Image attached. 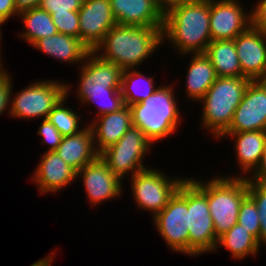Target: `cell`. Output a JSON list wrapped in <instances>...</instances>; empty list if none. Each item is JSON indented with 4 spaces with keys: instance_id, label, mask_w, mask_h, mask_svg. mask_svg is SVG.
Wrapping results in <instances>:
<instances>
[{
    "instance_id": "cell-1",
    "label": "cell",
    "mask_w": 266,
    "mask_h": 266,
    "mask_svg": "<svg viewBox=\"0 0 266 266\" xmlns=\"http://www.w3.org/2000/svg\"><path fill=\"white\" fill-rule=\"evenodd\" d=\"M162 43V27L116 24L93 52L124 71L139 67Z\"/></svg>"
},
{
    "instance_id": "cell-2",
    "label": "cell",
    "mask_w": 266,
    "mask_h": 266,
    "mask_svg": "<svg viewBox=\"0 0 266 266\" xmlns=\"http://www.w3.org/2000/svg\"><path fill=\"white\" fill-rule=\"evenodd\" d=\"M162 39L176 48L179 55L205 53L212 41L210 0L179 5L164 13ZM191 53V54H190Z\"/></svg>"
},
{
    "instance_id": "cell-3",
    "label": "cell",
    "mask_w": 266,
    "mask_h": 266,
    "mask_svg": "<svg viewBox=\"0 0 266 266\" xmlns=\"http://www.w3.org/2000/svg\"><path fill=\"white\" fill-rule=\"evenodd\" d=\"M79 68L78 102L97 105L99 112L94 118L118 111L124 106L120 90L123 70L120 67L91 51Z\"/></svg>"
},
{
    "instance_id": "cell-4",
    "label": "cell",
    "mask_w": 266,
    "mask_h": 266,
    "mask_svg": "<svg viewBox=\"0 0 266 266\" xmlns=\"http://www.w3.org/2000/svg\"><path fill=\"white\" fill-rule=\"evenodd\" d=\"M173 87L159 85L146 100L129 106L133 126L140 128L153 144L168 138L181 122Z\"/></svg>"
},
{
    "instance_id": "cell-5",
    "label": "cell",
    "mask_w": 266,
    "mask_h": 266,
    "mask_svg": "<svg viewBox=\"0 0 266 266\" xmlns=\"http://www.w3.org/2000/svg\"><path fill=\"white\" fill-rule=\"evenodd\" d=\"M251 79L247 77H217L198 101L203 104L201 124L215 139L229 128L237 106L241 103Z\"/></svg>"
},
{
    "instance_id": "cell-6",
    "label": "cell",
    "mask_w": 266,
    "mask_h": 266,
    "mask_svg": "<svg viewBox=\"0 0 266 266\" xmlns=\"http://www.w3.org/2000/svg\"><path fill=\"white\" fill-rule=\"evenodd\" d=\"M247 196V178L214 176L207 182L208 207L217 238L237 224L241 203Z\"/></svg>"
},
{
    "instance_id": "cell-7",
    "label": "cell",
    "mask_w": 266,
    "mask_h": 266,
    "mask_svg": "<svg viewBox=\"0 0 266 266\" xmlns=\"http://www.w3.org/2000/svg\"><path fill=\"white\" fill-rule=\"evenodd\" d=\"M189 256L216 250L218 238L209 212L207 181L188 178Z\"/></svg>"
},
{
    "instance_id": "cell-8",
    "label": "cell",
    "mask_w": 266,
    "mask_h": 266,
    "mask_svg": "<svg viewBox=\"0 0 266 266\" xmlns=\"http://www.w3.org/2000/svg\"><path fill=\"white\" fill-rule=\"evenodd\" d=\"M186 178L167 177L160 169L148 167L129 178L137 208L152 212L155 217L168 204Z\"/></svg>"
},
{
    "instance_id": "cell-9",
    "label": "cell",
    "mask_w": 266,
    "mask_h": 266,
    "mask_svg": "<svg viewBox=\"0 0 266 266\" xmlns=\"http://www.w3.org/2000/svg\"><path fill=\"white\" fill-rule=\"evenodd\" d=\"M66 96V82L39 80L15 95L11 93L10 112L13 118L46 119L50 111Z\"/></svg>"
},
{
    "instance_id": "cell-10",
    "label": "cell",
    "mask_w": 266,
    "mask_h": 266,
    "mask_svg": "<svg viewBox=\"0 0 266 266\" xmlns=\"http://www.w3.org/2000/svg\"><path fill=\"white\" fill-rule=\"evenodd\" d=\"M153 222L172 251L189 255L188 177Z\"/></svg>"
},
{
    "instance_id": "cell-11",
    "label": "cell",
    "mask_w": 266,
    "mask_h": 266,
    "mask_svg": "<svg viewBox=\"0 0 266 266\" xmlns=\"http://www.w3.org/2000/svg\"><path fill=\"white\" fill-rule=\"evenodd\" d=\"M153 143L140 128L132 126L117 143L102 151L99 156L110 170L121 180L126 174L132 177L135 173L148 167L144 157L149 153Z\"/></svg>"
},
{
    "instance_id": "cell-12",
    "label": "cell",
    "mask_w": 266,
    "mask_h": 266,
    "mask_svg": "<svg viewBox=\"0 0 266 266\" xmlns=\"http://www.w3.org/2000/svg\"><path fill=\"white\" fill-rule=\"evenodd\" d=\"M266 131V80H251L224 133Z\"/></svg>"
},
{
    "instance_id": "cell-13",
    "label": "cell",
    "mask_w": 266,
    "mask_h": 266,
    "mask_svg": "<svg viewBox=\"0 0 266 266\" xmlns=\"http://www.w3.org/2000/svg\"><path fill=\"white\" fill-rule=\"evenodd\" d=\"M244 9L237 0H210L212 41L234 40L245 32L252 25V16Z\"/></svg>"
},
{
    "instance_id": "cell-14",
    "label": "cell",
    "mask_w": 266,
    "mask_h": 266,
    "mask_svg": "<svg viewBox=\"0 0 266 266\" xmlns=\"http://www.w3.org/2000/svg\"><path fill=\"white\" fill-rule=\"evenodd\" d=\"M78 13L79 39L94 51L106 33L117 24L110 0H84Z\"/></svg>"
},
{
    "instance_id": "cell-15",
    "label": "cell",
    "mask_w": 266,
    "mask_h": 266,
    "mask_svg": "<svg viewBox=\"0 0 266 266\" xmlns=\"http://www.w3.org/2000/svg\"><path fill=\"white\" fill-rule=\"evenodd\" d=\"M76 177L77 180L78 177L82 178L86 196L92 206L122 195V180L110 170L100 156L80 169Z\"/></svg>"
},
{
    "instance_id": "cell-16",
    "label": "cell",
    "mask_w": 266,
    "mask_h": 266,
    "mask_svg": "<svg viewBox=\"0 0 266 266\" xmlns=\"http://www.w3.org/2000/svg\"><path fill=\"white\" fill-rule=\"evenodd\" d=\"M242 77L266 80V33L252 25L235 39Z\"/></svg>"
},
{
    "instance_id": "cell-17",
    "label": "cell",
    "mask_w": 266,
    "mask_h": 266,
    "mask_svg": "<svg viewBox=\"0 0 266 266\" xmlns=\"http://www.w3.org/2000/svg\"><path fill=\"white\" fill-rule=\"evenodd\" d=\"M110 5L119 25L163 27L164 13L158 0H110Z\"/></svg>"
},
{
    "instance_id": "cell-18",
    "label": "cell",
    "mask_w": 266,
    "mask_h": 266,
    "mask_svg": "<svg viewBox=\"0 0 266 266\" xmlns=\"http://www.w3.org/2000/svg\"><path fill=\"white\" fill-rule=\"evenodd\" d=\"M40 158L42 159L31 178L40 194L56 193L77 180V172L56 151H46Z\"/></svg>"
},
{
    "instance_id": "cell-19",
    "label": "cell",
    "mask_w": 266,
    "mask_h": 266,
    "mask_svg": "<svg viewBox=\"0 0 266 266\" xmlns=\"http://www.w3.org/2000/svg\"><path fill=\"white\" fill-rule=\"evenodd\" d=\"M88 124L94 136V144L100 154L106 148L117 143L119 139L133 126L132 112L129 106L95 118Z\"/></svg>"
},
{
    "instance_id": "cell-20",
    "label": "cell",
    "mask_w": 266,
    "mask_h": 266,
    "mask_svg": "<svg viewBox=\"0 0 266 266\" xmlns=\"http://www.w3.org/2000/svg\"><path fill=\"white\" fill-rule=\"evenodd\" d=\"M81 132L64 136L55 150L57 154L76 172L99 157L94 144L91 127L85 125Z\"/></svg>"
},
{
    "instance_id": "cell-21",
    "label": "cell",
    "mask_w": 266,
    "mask_h": 266,
    "mask_svg": "<svg viewBox=\"0 0 266 266\" xmlns=\"http://www.w3.org/2000/svg\"><path fill=\"white\" fill-rule=\"evenodd\" d=\"M229 136L235 141L236 159L242 171V176L239 174L233 177L248 178L260 163L266 145V131L223 133L219 138ZM244 173L247 176L243 175Z\"/></svg>"
},
{
    "instance_id": "cell-22",
    "label": "cell",
    "mask_w": 266,
    "mask_h": 266,
    "mask_svg": "<svg viewBox=\"0 0 266 266\" xmlns=\"http://www.w3.org/2000/svg\"><path fill=\"white\" fill-rule=\"evenodd\" d=\"M33 47L62 63L72 64H82L91 52L80 39L62 33L41 38Z\"/></svg>"
},
{
    "instance_id": "cell-23",
    "label": "cell",
    "mask_w": 266,
    "mask_h": 266,
    "mask_svg": "<svg viewBox=\"0 0 266 266\" xmlns=\"http://www.w3.org/2000/svg\"><path fill=\"white\" fill-rule=\"evenodd\" d=\"M186 76V97L199 101L216 81L217 75L205 53L193 54Z\"/></svg>"
},
{
    "instance_id": "cell-24",
    "label": "cell",
    "mask_w": 266,
    "mask_h": 266,
    "mask_svg": "<svg viewBox=\"0 0 266 266\" xmlns=\"http://www.w3.org/2000/svg\"><path fill=\"white\" fill-rule=\"evenodd\" d=\"M205 55L210 59L217 77L242 76L234 40L211 41L207 46Z\"/></svg>"
},
{
    "instance_id": "cell-25",
    "label": "cell",
    "mask_w": 266,
    "mask_h": 266,
    "mask_svg": "<svg viewBox=\"0 0 266 266\" xmlns=\"http://www.w3.org/2000/svg\"><path fill=\"white\" fill-rule=\"evenodd\" d=\"M25 26L20 33L24 41L33 46L39 39L58 33L52 16L40 7H35L18 14Z\"/></svg>"
},
{
    "instance_id": "cell-26",
    "label": "cell",
    "mask_w": 266,
    "mask_h": 266,
    "mask_svg": "<svg viewBox=\"0 0 266 266\" xmlns=\"http://www.w3.org/2000/svg\"><path fill=\"white\" fill-rule=\"evenodd\" d=\"M220 245L227 248L235 260L251 255L256 256L261 246L249 230H246L238 223L218 238L216 250Z\"/></svg>"
},
{
    "instance_id": "cell-27",
    "label": "cell",
    "mask_w": 266,
    "mask_h": 266,
    "mask_svg": "<svg viewBox=\"0 0 266 266\" xmlns=\"http://www.w3.org/2000/svg\"><path fill=\"white\" fill-rule=\"evenodd\" d=\"M153 82L154 77H146L138 70H124L120 88L124 105L130 106L146 100L158 89Z\"/></svg>"
},
{
    "instance_id": "cell-28",
    "label": "cell",
    "mask_w": 266,
    "mask_h": 266,
    "mask_svg": "<svg viewBox=\"0 0 266 266\" xmlns=\"http://www.w3.org/2000/svg\"><path fill=\"white\" fill-rule=\"evenodd\" d=\"M69 88L70 85L67 83L66 96L58 102V104L50 111L46 118L63 136L75 135L85 129V127H79L81 120L77 114L78 112L72 108L70 109L69 107H66L64 104V102L66 103L65 100H67V97L71 92V88Z\"/></svg>"
},
{
    "instance_id": "cell-29",
    "label": "cell",
    "mask_w": 266,
    "mask_h": 266,
    "mask_svg": "<svg viewBox=\"0 0 266 266\" xmlns=\"http://www.w3.org/2000/svg\"><path fill=\"white\" fill-rule=\"evenodd\" d=\"M248 196L254 201L260 220L259 244L266 246V182L248 181Z\"/></svg>"
},
{
    "instance_id": "cell-30",
    "label": "cell",
    "mask_w": 266,
    "mask_h": 266,
    "mask_svg": "<svg viewBox=\"0 0 266 266\" xmlns=\"http://www.w3.org/2000/svg\"><path fill=\"white\" fill-rule=\"evenodd\" d=\"M237 223L246 230H249L259 242L260 220L258 209L249 196H247L241 203Z\"/></svg>"
},
{
    "instance_id": "cell-31",
    "label": "cell",
    "mask_w": 266,
    "mask_h": 266,
    "mask_svg": "<svg viewBox=\"0 0 266 266\" xmlns=\"http://www.w3.org/2000/svg\"><path fill=\"white\" fill-rule=\"evenodd\" d=\"M53 23L58 33L66 34L79 39V13L68 11V13H53Z\"/></svg>"
},
{
    "instance_id": "cell-32",
    "label": "cell",
    "mask_w": 266,
    "mask_h": 266,
    "mask_svg": "<svg viewBox=\"0 0 266 266\" xmlns=\"http://www.w3.org/2000/svg\"><path fill=\"white\" fill-rule=\"evenodd\" d=\"M37 134L42 136L43 144L49 145L47 151H55L64 137L47 119H43Z\"/></svg>"
},
{
    "instance_id": "cell-33",
    "label": "cell",
    "mask_w": 266,
    "mask_h": 266,
    "mask_svg": "<svg viewBox=\"0 0 266 266\" xmlns=\"http://www.w3.org/2000/svg\"><path fill=\"white\" fill-rule=\"evenodd\" d=\"M83 2L84 0H41L39 7L52 15L55 12L79 11Z\"/></svg>"
},
{
    "instance_id": "cell-34",
    "label": "cell",
    "mask_w": 266,
    "mask_h": 266,
    "mask_svg": "<svg viewBox=\"0 0 266 266\" xmlns=\"http://www.w3.org/2000/svg\"><path fill=\"white\" fill-rule=\"evenodd\" d=\"M12 77L6 70L0 72V116L3 112H10V101H11V93L13 80ZM7 109V110H6Z\"/></svg>"
},
{
    "instance_id": "cell-35",
    "label": "cell",
    "mask_w": 266,
    "mask_h": 266,
    "mask_svg": "<svg viewBox=\"0 0 266 266\" xmlns=\"http://www.w3.org/2000/svg\"><path fill=\"white\" fill-rule=\"evenodd\" d=\"M251 10L252 26L266 33V0H259Z\"/></svg>"
},
{
    "instance_id": "cell-36",
    "label": "cell",
    "mask_w": 266,
    "mask_h": 266,
    "mask_svg": "<svg viewBox=\"0 0 266 266\" xmlns=\"http://www.w3.org/2000/svg\"><path fill=\"white\" fill-rule=\"evenodd\" d=\"M15 8V0H0V20L4 23L11 19L10 17L18 15Z\"/></svg>"
},
{
    "instance_id": "cell-37",
    "label": "cell",
    "mask_w": 266,
    "mask_h": 266,
    "mask_svg": "<svg viewBox=\"0 0 266 266\" xmlns=\"http://www.w3.org/2000/svg\"><path fill=\"white\" fill-rule=\"evenodd\" d=\"M248 181L266 182V145L256 170L247 178Z\"/></svg>"
},
{
    "instance_id": "cell-38",
    "label": "cell",
    "mask_w": 266,
    "mask_h": 266,
    "mask_svg": "<svg viewBox=\"0 0 266 266\" xmlns=\"http://www.w3.org/2000/svg\"><path fill=\"white\" fill-rule=\"evenodd\" d=\"M205 0H158L163 13L179 5L198 4Z\"/></svg>"
},
{
    "instance_id": "cell-39",
    "label": "cell",
    "mask_w": 266,
    "mask_h": 266,
    "mask_svg": "<svg viewBox=\"0 0 266 266\" xmlns=\"http://www.w3.org/2000/svg\"><path fill=\"white\" fill-rule=\"evenodd\" d=\"M41 0H15V8L18 13L39 7Z\"/></svg>"
},
{
    "instance_id": "cell-40",
    "label": "cell",
    "mask_w": 266,
    "mask_h": 266,
    "mask_svg": "<svg viewBox=\"0 0 266 266\" xmlns=\"http://www.w3.org/2000/svg\"><path fill=\"white\" fill-rule=\"evenodd\" d=\"M53 253H51V255L48 254V256L45 257V258L37 260L36 262L31 264L30 266H52V262H53L54 255H55L56 252L53 251Z\"/></svg>"
},
{
    "instance_id": "cell-41",
    "label": "cell",
    "mask_w": 266,
    "mask_h": 266,
    "mask_svg": "<svg viewBox=\"0 0 266 266\" xmlns=\"http://www.w3.org/2000/svg\"><path fill=\"white\" fill-rule=\"evenodd\" d=\"M3 24H4V22L0 20V43H1V41H2V40H1V36H2V35H1V34H2V33H1V26H2ZM0 51H1V46H0ZM0 53H1V52H0ZM1 59H2V58H1V54H0V63H2V62H1L2 60H1Z\"/></svg>"
},
{
    "instance_id": "cell-42",
    "label": "cell",
    "mask_w": 266,
    "mask_h": 266,
    "mask_svg": "<svg viewBox=\"0 0 266 266\" xmlns=\"http://www.w3.org/2000/svg\"><path fill=\"white\" fill-rule=\"evenodd\" d=\"M2 65H3V64L0 63V72H2V71L4 70Z\"/></svg>"
}]
</instances>
